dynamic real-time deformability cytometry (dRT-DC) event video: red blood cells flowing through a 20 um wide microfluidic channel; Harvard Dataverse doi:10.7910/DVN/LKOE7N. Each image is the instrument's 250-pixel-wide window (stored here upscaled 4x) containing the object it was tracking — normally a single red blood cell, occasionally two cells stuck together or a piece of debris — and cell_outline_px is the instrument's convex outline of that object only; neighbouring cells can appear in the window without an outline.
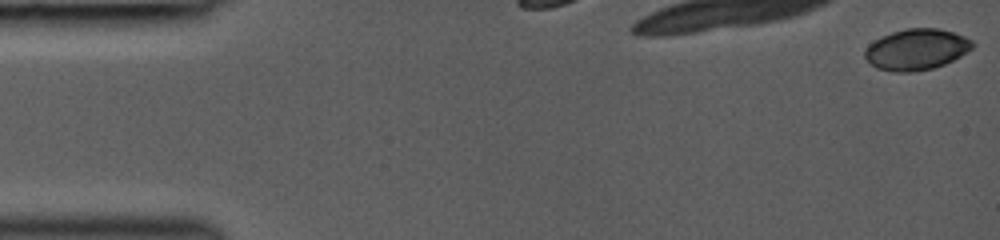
{"species": "common noctule bat (a hibernating species)", "species_latin": "Nyctalus noctula", "temperature_condition": "room temperature", "stored_images_in_passage": 5, "camera_frame_rate_fps": 3000, "um_per_image_px": 0.085, "animal": {"sex": "female", "body_mass_g": 19.0, "forearm_length_mm": 53.3}, "frame": {"image": 1, "passage_image": 1, "time_ms": 0.0, "image_size_px": [1000, 240], "cell_outline_px": [[976, 44], [972, 48], [960, 56], [944, 64], [932, 68], [912, 72], [892, 72], [876, 68], [864, 56], [864, 48], [868, 44], [880, 36], [904, 28], [940, 28], [964, 36], [972, 40]], "centroid_in_image_um": [77.87, 4.19], "position_along_channel_um": 7.1, "area_um2": 25.89}}
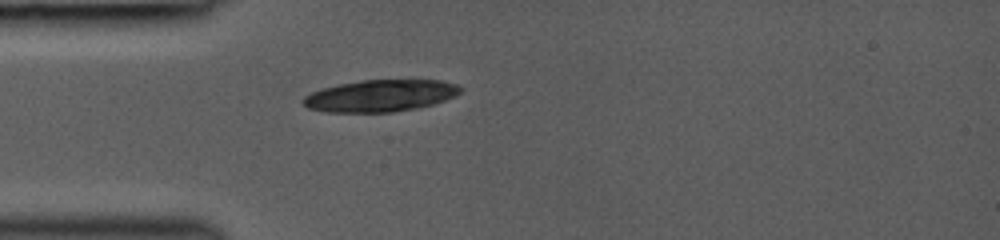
{"frame": {"image": 2, "passage_image": 5, "time_ms": 4.333, "image_size_px": [1000, 240], "cell_outline_px": [[464, 88], [460, 92], [444, 100], [420, 108], [392, 112], [324, 112], [308, 108], [300, 100], [304, 96], [312, 92], [324, 88], [340, 84], [364, 80], [440, 80], [456, 84]], "centroid_in_image_um": [32.32, 8.14], "position_along_channel_um": 52.7, "area_um2": 29.13}}